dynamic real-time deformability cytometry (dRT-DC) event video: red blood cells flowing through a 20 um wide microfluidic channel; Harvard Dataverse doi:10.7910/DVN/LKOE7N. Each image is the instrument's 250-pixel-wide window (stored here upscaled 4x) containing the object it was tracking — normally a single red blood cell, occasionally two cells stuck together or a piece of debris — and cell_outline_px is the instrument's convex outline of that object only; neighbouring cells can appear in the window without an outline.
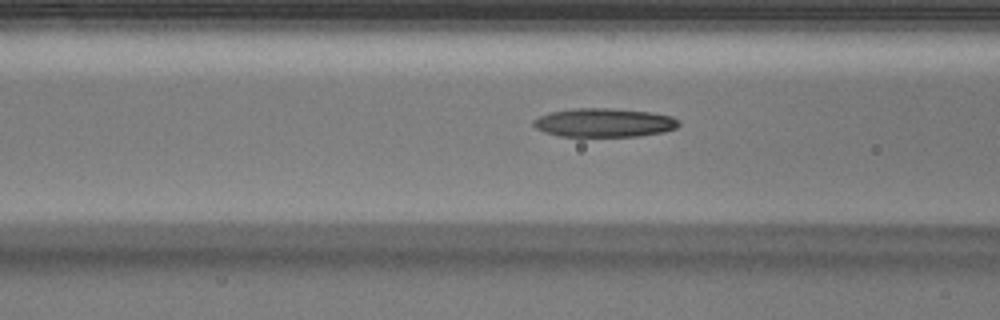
{"species": "Egyptian fruit bat (a non-hibernating species)", "species_latin": "Rousettus aegyptiacus", "temperature_condition": "warm", "stored_images_in_passage": 34, "camera_frame_rate_fps": 3000, "um_per_image_px": 0.085, "animal": {"sex": "male"}, "frame": {"image": 1, "passage_image": 6, "time_ms": 1.667, "image_size_px": [1000, 320], "cell_outline_px": [[680, 124], [676, 128], [664, 132], [640, 136], [560, 136], [544, 132], [536, 128], [532, 124], [532, 120], [540, 116], [552, 112], [572, 108], [608, 108], [652, 112], [672, 116], [680, 120]], "centroid_in_image_um": [51.37, 10.42], "position_along_channel_um": 115.2, "area_um2": 24.45}}
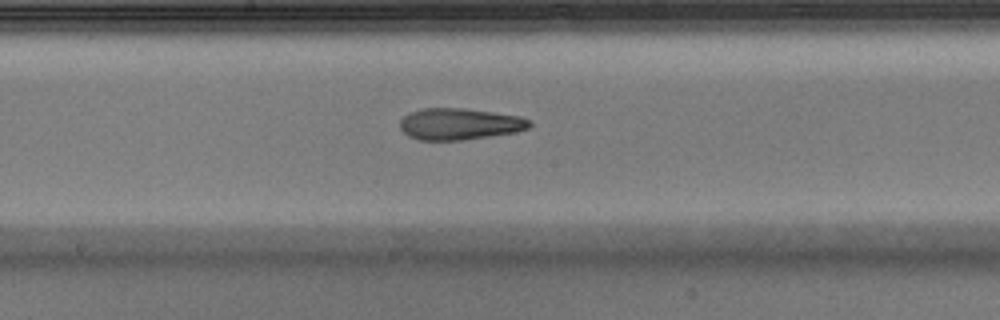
{"frame": {"image": 2, "passage_image": 13, "time_ms": 4.0, "image_size_px": [1000, 320], "cell_outline_px": [[532, 124], [528, 128], [516, 132], [464, 140], [420, 140], [408, 136], [400, 128], [400, 120], [404, 116], [412, 112], [424, 108], [464, 108], [520, 116], [532, 120]], "centroid_in_image_um": [39.08, 10.54], "position_along_channel_um": 209.1, "area_um2": 23.81}}
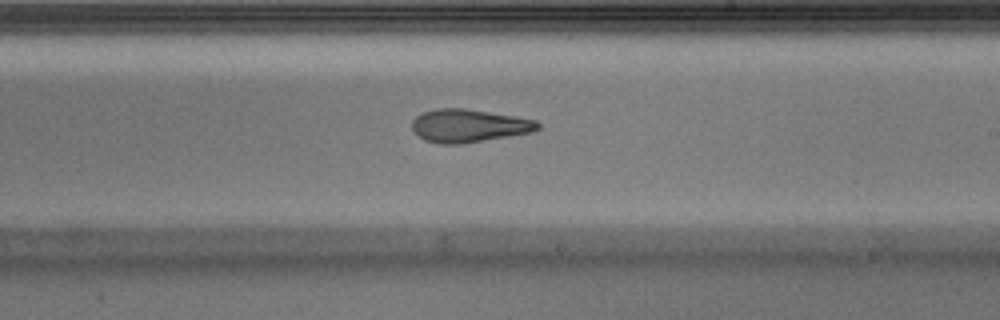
{"frame": {"image": 3, "passage_image": 16, "time_ms": 5.0, "image_size_px": [1000, 320], "cell_outline_px": [[540, 128], [532, 132], [460, 144], [440, 144], [424, 140], [412, 128], [412, 120], [416, 116], [424, 112], [436, 108], [464, 108], [516, 116], [536, 120], [540, 124]], "centroid_in_image_um": [39.85, 10.68], "position_along_channel_um": 249.2, "area_um2": 24.1}}